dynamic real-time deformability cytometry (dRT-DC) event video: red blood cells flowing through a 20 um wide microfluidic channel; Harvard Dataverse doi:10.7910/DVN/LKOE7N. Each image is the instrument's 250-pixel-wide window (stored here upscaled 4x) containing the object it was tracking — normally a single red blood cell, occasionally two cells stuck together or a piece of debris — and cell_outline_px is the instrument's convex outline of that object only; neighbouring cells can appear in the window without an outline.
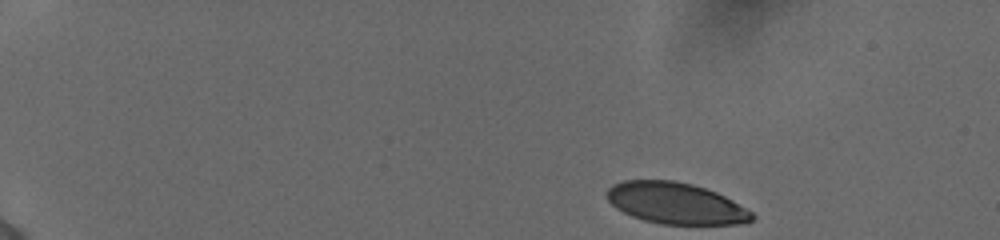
{"species": "human", "species_latin": "Homo sapiens", "temperature_condition": "cold", "stored_images_in_passage": 47, "camera_frame_rate_fps": 3000, "um_per_image_px": 0.085, "donor": {"sex": "female"}, "frame": {"image": 1, "passage_image": 1, "time_ms": 0.0, "image_size_px": [1000, 240], "cell_outline_px": [[756, 216], [752, 220], [740, 224], [660, 224], [644, 220], [632, 216], [616, 208], [608, 200], [608, 188], [612, 184], [624, 180], [676, 180], [692, 184], [716, 192], [732, 200], [752, 212]], "centroid_in_image_um": [57.44, 17.27], "position_along_channel_um": 27.6, "area_um2": 34.85}}
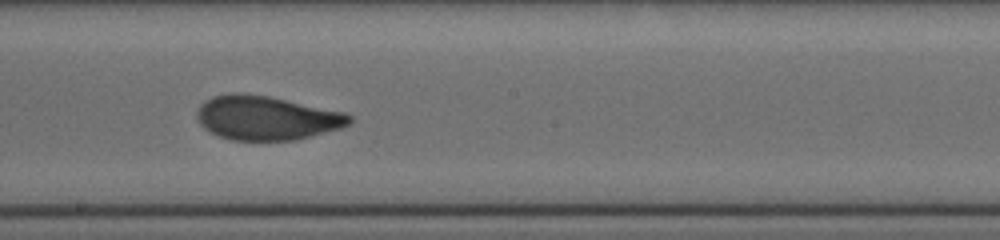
{"frame": {"image": 2, "passage_image": 26, "time_ms": 8.333, "image_size_px": [1000, 240], "cell_outline_px": [[352, 124], [340, 128], [296, 140], [232, 140], [220, 136], [204, 128], [200, 124], [196, 116], [196, 112], [200, 104], [204, 100], [212, 96], [232, 92], [236, 92], [268, 96], [344, 112], [352, 116]], "centroid_in_image_um": [22.63, 10.01], "position_along_channel_um": 225.6, "area_um2": 39.19}}
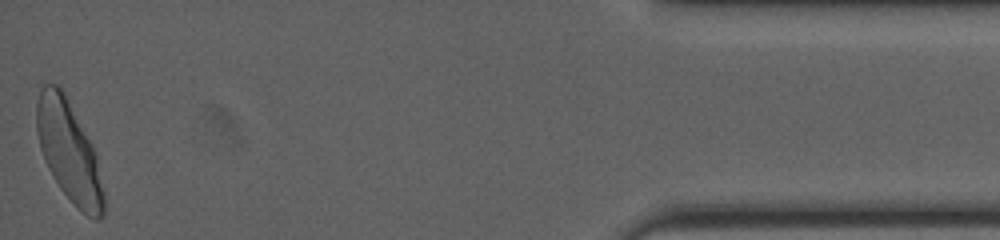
{"frame": {"image": 3, "passage_image": 47, "time_ms": 15.333, "image_size_px": [1000, 240], "cell_outline_px": [[104, 216], [100, 220], [96, 220], [80, 212], [76, 208], [60, 188], [52, 176], [44, 160], [40, 148], [36, 132], [36, 104], [40, 88], [44, 84], [60, 84], [92, 144], [96, 156], [104, 192]], "centroid_in_image_um": [5.85, 12.88], "position_along_channel_um": 429.3, "area_um2": 39.59}, "authors_computed_cell_mechanics": {"area_um2": 38.6682, "velocity_mm_per_s": 3.8615, "shape_relaxation_time_tau1_ms": 3.7231, "shape_relaxation_time_tau2_ms": 0.8568, "deformation_change_tau1": 0.159, "deformation_change_tau2": 0.0615}}